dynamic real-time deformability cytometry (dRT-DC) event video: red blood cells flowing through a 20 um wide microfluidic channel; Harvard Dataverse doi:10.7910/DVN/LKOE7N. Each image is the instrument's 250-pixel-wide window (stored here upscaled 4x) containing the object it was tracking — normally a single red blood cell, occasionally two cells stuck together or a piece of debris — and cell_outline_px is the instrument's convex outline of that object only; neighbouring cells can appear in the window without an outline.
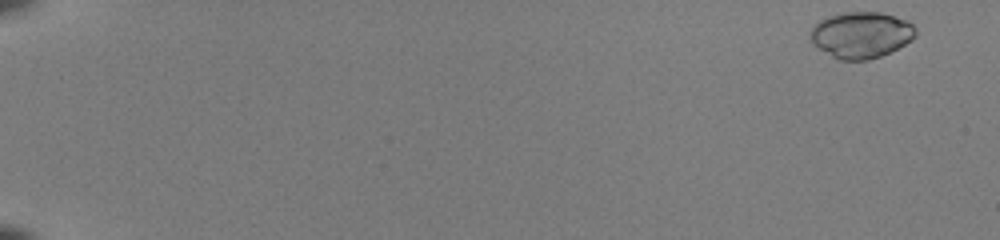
{"species": "common noctule bat (a hibernating species)", "species_latin": "Nyctalus noctula", "temperature_condition": "room temperature", "stored_images_in_passage": 52, "camera_frame_rate_fps": 3000, "um_per_image_px": 0.085, "animal": {"sex": "female", "body_mass_g": 22.0, "forearm_length_mm": 56.7}, "frame": {"image": 1, "passage_image": 2, "time_ms": 0.333, "image_size_px": [1000, 240], "cell_outline_px": [[916, 36], [912, 40], [880, 56], [868, 60], [840, 60], [832, 56], [812, 44], [812, 24], [828, 16], [848, 12], [880, 12], [908, 20], [916, 28]], "centroid_in_image_um": [73.21, 2.96], "position_along_channel_um": 11.8, "area_um2": 28.21}}
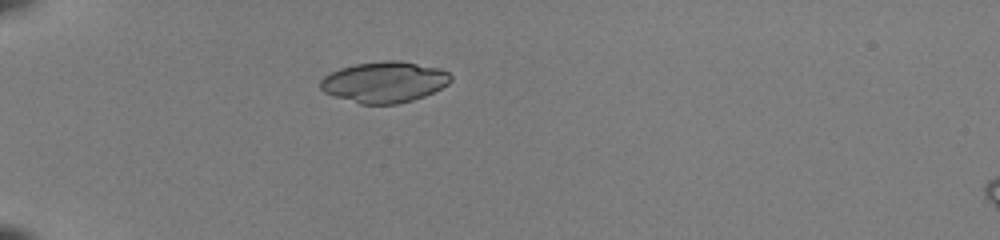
{"frame": {"image": 2, "passage_image": 17, "time_ms": 5.333, "image_size_px": [1000, 240], "cell_outline_px": [[452, 80], [448, 84], [424, 96], [412, 100], [396, 104], [360, 104], [324, 92], [320, 88], [320, 80], [324, 76], [340, 68], [356, 64], [384, 60], [400, 60], [440, 68], [448, 72], [452, 76]], "centroid_in_image_um": [32.68, 6.96], "position_along_channel_um": 52.3, "area_um2": 31.04}}